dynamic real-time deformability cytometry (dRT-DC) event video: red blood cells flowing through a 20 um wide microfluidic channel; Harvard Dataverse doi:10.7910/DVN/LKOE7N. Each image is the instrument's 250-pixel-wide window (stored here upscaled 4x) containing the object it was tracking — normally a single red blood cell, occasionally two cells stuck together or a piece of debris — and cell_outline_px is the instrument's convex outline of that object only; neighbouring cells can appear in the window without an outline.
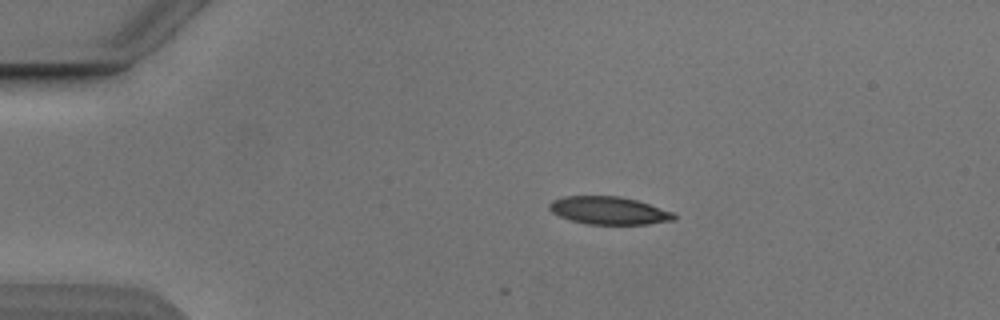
{"species": "Egyptian fruit bat (a non-hibernating species)", "species_latin": "Rousettus aegyptiacus", "temperature_condition": "cold", "stored_images_in_passage": 4, "camera_frame_rate_fps": 3000, "um_per_image_px": 0.085, "animal": {"sex": "male"}, "frame": {"image": 1, "passage_image": 1, "time_ms": 0.0, "image_size_px": [1000, 320], "cell_outline_px": [[676, 220], [648, 224], [588, 224], [572, 220], [560, 216], [552, 212], [548, 208], [548, 204], [552, 200], [564, 196], [620, 196], [636, 200], [672, 212], [676, 216]], "centroid_in_image_um": [51.74, 17.89], "position_along_channel_um": 33.3, "area_um2": 20.06}}